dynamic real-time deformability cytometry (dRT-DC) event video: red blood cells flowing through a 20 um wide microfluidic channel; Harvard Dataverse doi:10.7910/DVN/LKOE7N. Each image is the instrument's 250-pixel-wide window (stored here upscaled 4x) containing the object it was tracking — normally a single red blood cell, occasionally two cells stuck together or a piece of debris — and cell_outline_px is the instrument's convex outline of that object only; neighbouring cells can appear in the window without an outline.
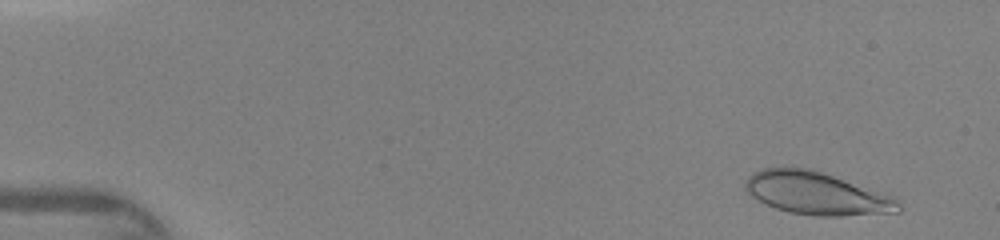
{"species": "human", "species_latin": "Homo sapiens", "temperature_condition": "warm", "stored_images_in_passage": 46, "camera_frame_rate_fps": 3000, "um_per_image_px": 0.085, "donor": {"sex": "female"}, "frame": {"image": 1, "passage_image": 3, "time_ms": 0.667, "image_size_px": [1000, 240], "cell_outline_px": [[900, 212], [840, 216], [812, 216], [788, 212], [776, 208], [752, 196], [744, 188], [744, 184], [748, 176], [752, 172], [764, 168], [812, 168], [896, 196], [900, 204]], "centroid_in_image_um": [69.47, 16.43], "position_along_channel_um": 15.5, "area_um2": 38.44}}
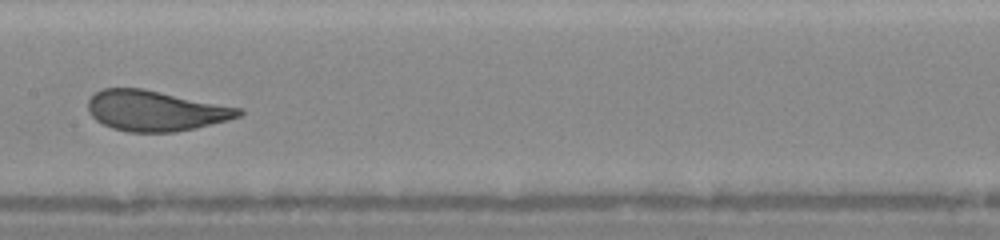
{"frame": {"image": 2, "passage_image": 24, "time_ms": 7.667, "image_size_px": [1000, 240], "cell_outline_px": [[244, 112], [240, 116], [228, 120], [196, 128], [176, 132], [128, 132], [112, 128], [96, 120], [88, 112], [88, 100], [96, 92], [104, 88], [144, 88], [244, 108]], "centroid_in_image_um": [13.25, 9.41], "position_along_channel_um": 194.1, "area_um2": 35.84}}
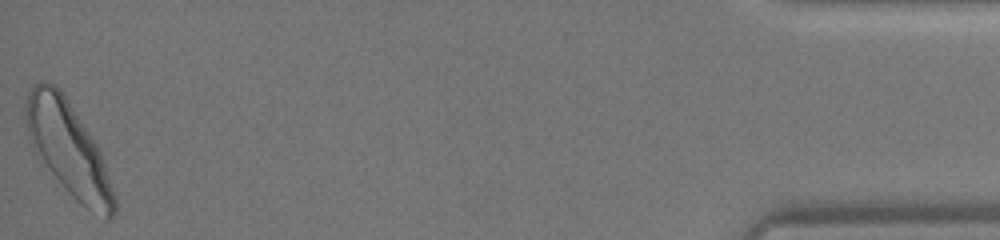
{"frame": {"image": 3, "passage_image": 46, "time_ms": 15.0, "image_size_px": [1000, 240], "cell_outline_px": [[116, 212], [112, 220], [104, 220], [80, 204], [72, 196], [32, 148], [28, 136], [24, 112], [24, 104], [28, 92], [40, 80], [48, 80], [56, 84], [68, 100], [100, 148], [116, 196]], "centroid_in_image_um": [5.84, 12.65], "position_along_channel_um": 429.4, "area_um2": 48.49}}